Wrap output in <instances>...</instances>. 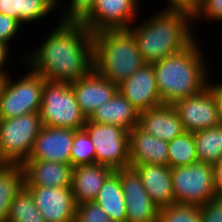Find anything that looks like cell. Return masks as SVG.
Returning <instances> with one entry per match:
<instances>
[{
    "label": "cell",
    "instance_id": "e575fe53",
    "mask_svg": "<svg viewBox=\"0 0 222 222\" xmlns=\"http://www.w3.org/2000/svg\"><path fill=\"white\" fill-rule=\"evenodd\" d=\"M201 222H222V199L209 200L200 206Z\"/></svg>",
    "mask_w": 222,
    "mask_h": 222
},
{
    "label": "cell",
    "instance_id": "277c9868",
    "mask_svg": "<svg viewBox=\"0 0 222 222\" xmlns=\"http://www.w3.org/2000/svg\"><path fill=\"white\" fill-rule=\"evenodd\" d=\"M94 69L119 85L144 64L129 29H107L93 34Z\"/></svg>",
    "mask_w": 222,
    "mask_h": 222
},
{
    "label": "cell",
    "instance_id": "f546056e",
    "mask_svg": "<svg viewBox=\"0 0 222 222\" xmlns=\"http://www.w3.org/2000/svg\"><path fill=\"white\" fill-rule=\"evenodd\" d=\"M157 222H201L200 206L175 203L159 208Z\"/></svg>",
    "mask_w": 222,
    "mask_h": 222
},
{
    "label": "cell",
    "instance_id": "7402d4cb",
    "mask_svg": "<svg viewBox=\"0 0 222 222\" xmlns=\"http://www.w3.org/2000/svg\"><path fill=\"white\" fill-rule=\"evenodd\" d=\"M139 111L118 90L106 103L96 108L88 119L98 124H113L128 131L138 126Z\"/></svg>",
    "mask_w": 222,
    "mask_h": 222
},
{
    "label": "cell",
    "instance_id": "83f0119b",
    "mask_svg": "<svg viewBox=\"0 0 222 222\" xmlns=\"http://www.w3.org/2000/svg\"><path fill=\"white\" fill-rule=\"evenodd\" d=\"M198 161L193 132H184L168 142V166H186Z\"/></svg>",
    "mask_w": 222,
    "mask_h": 222
},
{
    "label": "cell",
    "instance_id": "6da1fadb",
    "mask_svg": "<svg viewBox=\"0 0 222 222\" xmlns=\"http://www.w3.org/2000/svg\"><path fill=\"white\" fill-rule=\"evenodd\" d=\"M44 40L23 57L46 80L72 83L94 69L93 33L82 23L59 22Z\"/></svg>",
    "mask_w": 222,
    "mask_h": 222
},
{
    "label": "cell",
    "instance_id": "4316f807",
    "mask_svg": "<svg viewBox=\"0 0 222 222\" xmlns=\"http://www.w3.org/2000/svg\"><path fill=\"white\" fill-rule=\"evenodd\" d=\"M7 222H46L35 206L32 194L24 185L10 205Z\"/></svg>",
    "mask_w": 222,
    "mask_h": 222
},
{
    "label": "cell",
    "instance_id": "3957f363",
    "mask_svg": "<svg viewBox=\"0 0 222 222\" xmlns=\"http://www.w3.org/2000/svg\"><path fill=\"white\" fill-rule=\"evenodd\" d=\"M197 41L183 51L153 63L162 104L173 105L210 85L211 78L208 75L211 74Z\"/></svg>",
    "mask_w": 222,
    "mask_h": 222
},
{
    "label": "cell",
    "instance_id": "7c38bea8",
    "mask_svg": "<svg viewBox=\"0 0 222 222\" xmlns=\"http://www.w3.org/2000/svg\"><path fill=\"white\" fill-rule=\"evenodd\" d=\"M126 201V222H157L158 207L153 203L134 167L115 170Z\"/></svg>",
    "mask_w": 222,
    "mask_h": 222
},
{
    "label": "cell",
    "instance_id": "7a4b0ae2",
    "mask_svg": "<svg viewBox=\"0 0 222 222\" xmlns=\"http://www.w3.org/2000/svg\"><path fill=\"white\" fill-rule=\"evenodd\" d=\"M193 14L181 10H161L145 22L128 28L145 63L153 64L179 53L195 40Z\"/></svg>",
    "mask_w": 222,
    "mask_h": 222
},
{
    "label": "cell",
    "instance_id": "603a6c76",
    "mask_svg": "<svg viewBox=\"0 0 222 222\" xmlns=\"http://www.w3.org/2000/svg\"><path fill=\"white\" fill-rule=\"evenodd\" d=\"M60 6L59 0H0V13L27 25L40 21L56 8L64 7Z\"/></svg>",
    "mask_w": 222,
    "mask_h": 222
},
{
    "label": "cell",
    "instance_id": "d6986e66",
    "mask_svg": "<svg viewBox=\"0 0 222 222\" xmlns=\"http://www.w3.org/2000/svg\"><path fill=\"white\" fill-rule=\"evenodd\" d=\"M130 166H168V142L146 133L138 126L129 131Z\"/></svg>",
    "mask_w": 222,
    "mask_h": 222
},
{
    "label": "cell",
    "instance_id": "836d02e7",
    "mask_svg": "<svg viewBox=\"0 0 222 222\" xmlns=\"http://www.w3.org/2000/svg\"><path fill=\"white\" fill-rule=\"evenodd\" d=\"M22 24L15 18L0 13V41L10 45V41L18 34Z\"/></svg>",
    "mask_w": 222,
    "mask_h": 222
},
{
    "label": "cell",
    "instance_id": "ac0fdd59",
    "mask_svg": "<svg viewBox=\"0 0 222 222\" xmlns=\"http://www.w3.org/2000/svg\"><path fill=\"white\" fill-rule=\"evenodd\" d=\"M138 127L167 142L185 132L178 113L168 104L139 112Z\"/></svg>",
    "mask_w": 222,
    "mask_h": 222
},
{
    "label": "cell",
    "instance_id": "9c48e42d",
    "mask_svg": "<svg viewBox=\"0 0 222 222\" xmlns=\"http://www.w3.org/2000/svg\"><path fill=\"white\" fill-rule=\"evenodd\" d=\"M83 129L95 146V163L114 171L130 167L128 130L113 124H98L88 119Z\"/></svg>",
    "mask_w": 222,
    "mask_h": 222
},
{
    "label": "cell",
    "instance_id": "e0dca14e",
    "mask_svg": "<svg viewBox=\"0 0 222 222\" xmlns=\"http://www.w3.org/2000/svg\"><path fill=\"white\" fill-rule=\"evenodd\" d=\"M24 186L71 187V164L43 160H25L22 163Z\"/></svg>",
    "mask_w": 222,
    "mask_h": 222
},
{
    "label": "cell",
    "instance_id": "ffe728a7",
    "mask_svg": "<svg viewBox=\"0 0 222 222\" xmlns=\"http://www.w3.org/2000/svg\"><path fill=\"white\" fill-rule=\"evenodd\" d=\"M144 188L159 208L175 204L172 186V174L169 166L157 164L135 165Z\"/></svg>",
    "mask_w": 222,
    "mask_h": 222
},
{
    "label": "cell",
    "instance_id": "ba28073f",
    "mask_svg": "<svg viewBox=\"0 0 222 222\" xmlns=\"http://www.w3.org/2000/svg\"><path fill=\"white\" fill-rule=\"evenodd\" d=\"M41 128L39 112L0 119V157L6 163L22 164L28 159Z\"/></svg>",
    "mask_w": 222,
    "mask_h": 222
},
{
    "label": "cell",
    "instance_id": "cb8c5ba5",
    "mask_svg": "<svg viewBox=\"0 0 222 222\" xmlns=\"http://www.w3.org/2000/svg\"><path fill=\"white\" fill-rule=\"evenodd\" d=\"M94 202L113 222H126V201L120 178L115 171L106 179Z\"/></svg>",
    "mask_w": 222,
    "mask_h": 222
},
{
    "label": "cell",
    "instance_id": "8fae6325",
    "mask_svg": "<svg viewBox=\"0 0 222 222\" xmlns=\"http://www.w3.org/2000/svg\"><path fill=\"white\" fill-rule=\"evenodd\" d=\"M140 0H95L92 12L81 22L91 33L128 29L139 16Z\"/></svg>",
    "mask_w": 222,
    "mask_h": 222
},
{
    "label": "cell",
    "instance_id": "8d00e7d4",
    "mask_svg": "<svg viewBox=\"0 0 222 222\" xmlns=\"http://www.w3.org/2000/svg\"><path fill=\"white\" fill-rule=\"evenodd\" d=\"M10 46L6 45L5 43L0 41V72H4L6 74H8V70L4 67L7 65V59L9 58V51L11 49H9ZM8 57V58H7Z\"/></svg>",
    "mask_w": 222,
    "mask_h": 222
},
{
    "label": "cell",
    "instance_id": "b9f144b4",
    "mask_svg": "<svg viewBox=\"0 0 222 222\" xmlns=\"http://www.w3.org/2000/svg\"><path fill=\"white\" fill-rule=\"evenodd\" d=\"M6 162L0 157V168L5 164Z\"/></svg>",
    "mask_w": 222,
    "mask_h": 222
},
{
    "label": "cell",
    "instance_id": "d4e9b609",
    "mask_svg": "<svg viewBox=\"0 0 222 222\" xmlns=\"http://www.w3.org/2000/svg\"><path fill=\"white\" fill-rule=\"evenodd\" d=\"M23 185L22 164L5 163L0 168V222H7L10 205Z\"/></svg>",
    "mask_w": 222,
    "mask_h": 222
},
{
    "label": "cell",
    "instance_id": "484cf974",
    "mask_svg": "<svg viewBox=\"0 0 222 222\" xmlns=\"http://www.w3.org/2000/svg\"><path fill=\"white\" fill-rule=\"evenodd\" d=\"M196 156L199 162L215 164L222 160V123L193 132Z\"/></svg>",
    "mask_w": 222,
    "mask_h": 222
},
{
    "label": "cell",
    "instance_id": "8992f818",
    "mask_svg": "<svg viewBox=\"0 0 222 222\" xmlns=\"http://www.w3.org/2000/svg\"><path fill=\"white\" fill-rule=\"evenodd\" d=\"M171 174L176 204L202 206L217 197L211 164L197 161L171 168Z\"/></svg>",
    "mask_w": 222,
    "mask_h": 222
},
{
    "label": "cell",
    "instance_id": "2e32d148",
    "mask_svg": "<svg viewBox=\"0 0 222 222\" xmlns=\"http://www.w3.org/2000/svg\"><path fill=\"white\" fill-rule=\"evenodd\" d=\"M70 85L86 119H89L97 107L108 102L118 91L117 84L101 76L95 69Z\"/></svg>",
    "mask_w": 222,
    "mask_h": 222
},
{
    "label": "cell",
    "instance_id": "44dd1931",
    "mask_svg": "<svg viewBox=\"0 0 222 222\" xmlns=\"http://www.w3.org/2000/svg\"><path fill=\"white\" fill-rule=\"evenodd\" d=\"M113 172L110 167L98 163L73 167L71 188L76 204L94 201Z\"/></svg>",
    "mask_w": 222,
    "mask_h": 222
},
{
    "label": "cell",
    "instance_id": "5bb4252c",
    "mask_svg": "<svg viewBox=\"0 0 222 222\" xmlns=\"http://www.w3.org/2000/svg\"><path fill=\"white\" fill-rule=\"evenodd\" d=\"M118 90L139 112L162 105L153 64L145 63L119 84Z\"/></svg>",
    "mask_w": 222,
    "mask_h": 222
},
{
    "label": "cell",
    "instance_id": "4dcf8cb0",
    "mask_svg": "<svg viewBox=\"0 0 222 222\" xmlns=\"http://www.w3.org/2000/svg\"><path fill=\"white\" fill-rule=\"evenodd\" d=\"M95 0H69L62 9L60 22L81 23L93 10Z\"/></svg>",
    "mask_w": 222,
    "mask_h": 222
},
{
    "label": "cell",
    "instance_id": "4fadbf2b",
    "mask_svg": "<svg viewBox=\"0 0 222 222\" xmlns=\"http://www.w3.org/2000/svg\"><path fill=\"white\" fill-rule=\"evenodd\" d=\"M46 222H74L76 202L71 187L25 186Z\"/></svg>",
    "mask_w": 222,
    "mask_h": 222
},
{
    "label": "cell",
    "instance_id": "5b68a950",
    "mask_svg": "<svg viewBox=\"0 0 222 222\" xmlns=\"http://www.w3.org/2000/svg\"><path fill=\"white\" fill-rule=\"evenodd\" d=\"M39 113L42 126L81 130L87 121L67 82H44Z\"/></svg>",
    "mask_w": 222,
    "mask_h": 222
},
{
    "label": "cell",
    "instance_id": "f1b7e54d",
    "mask_svg": "<svg viewBox=\"0 0 222 222\" xmlns=\"http://www.w3.org/2000/svg\"><path fill=\"white\" fill-rule=\"evenodd\" d=\"M95 163V146L84 129L76 130L71 148L72 167Z\"/></svg>",
    "mask_w": 222,
    "mask_h": 222
},
{
    "label": "cell",
    "instance_id": "f35d334b",
    "mask_svg": "<svg viewBox=\"0 0 222 222\" xmlns=\"http://www.w3.org/2000/svg\"><path fill=\"white\" fill-rule=\"evenodd\" d=\"M204 0H185V11L192 14Z\"/></svg>",
    "mask_w": 222,
    "mask_h": 222
},
{
    "label": "cell",
    "instance_id": "ab89813d",
    "mask_svg": "<svg viewBox=\"0 0 222 222\" xmlns=\"http://www.w3.org/2000/svg\"><path fill=\"white\" fill-rule=\"evenodd\" d=\"M216 91H217L218 99L220 103L221 121H222V81L216 83Z\"/></svg>",
    "mask_w": 222,
    "mask_h": 222
},
{
    "label": "cell",
    "instance_id": "d590c367",
    "mask_svg": "<svg viewBox=\"0 0 222 222\" xmlns=\"http://www.w3.org/2000/svg\"><path fill=\"white\" fill-rule=\"evenodd\" d=\"M213 166L214 187L217 198L222 199V160L216 162Z\"/></svg>",
    "mask_w": 222,
    "mask_h": 222
},
{
    "label": "cell",
    "instance_id": "52a82bcc",
    "mask_svg": "<svg viewBox=\"0 0 222 222\" xmlns=\"http://www.w3.org/2000/svg\"><path fill=\"white\" fill-rule=\"evenodd\" d=\"M27 70L29 72L17 80L8 74L0 97V119L40 112L46 79L28 67Z\"/></svg>",
    "mask_w": 222,
    "mask_h": 222
},
{
    "label": "cell",
    "instance_id": "74e56055",
    "mask_svg": "<svg viewBox=\"0 0 222 222\" xmlns=\"http://www.w3.org/2000/svg\"><path fill=\"white\" fill-rule=\"evenodd\" d=\"M169 4L165 6L164 10H181L185 11V0H168Z\"/></svg>",
    "mask_w": 222,
    "mask_h": 222
},
{
    "label": "cell",
    "instance_id": "d6a6232c",
    "mask_svg": "<svg viewBox=\"0 0 222 222\" xmlns=\"http://www.w3.org/2000/svg\"><path fill=\"white\" fill-rule=\"evenodd\" d=\"M197 19L221 22L222 0H204L193 13V22Z\"/></svg>",
    "mask_w": 222,
    "mask_h": 222
},
{
    "label": "cell",
    "instance_id": "30bf717a",
    "mask_svg": "<svg viewBox=\"0 0 222 222\" xmlns=\"http://www.w3.org/2000/svg\"><path fill=\"white\" fill-rule=\"evenodd\" d=\"M185 132L214 128L222 123L216 82H211L200 93L173 104Z\"/></svg>",
    "mask_w": 222,
    "mask_h": 222
},
{
    "label": "cell",
    "instance_id": "60d3db41",
    "mask_svg": "<svg viewBox=\"0 0 222 222\" xmlns=\"http://www.w3.org/2000/svg\"><path fill=\"white\" fill-rule=\"evenodd\" d=\"M7 76H8V74H6L4 72H0V97H1V93H2V90L5 85V82L7 80Z\"/></svg>",
    "mask_w": 222,
    "mask_h": 222
},
{
    "label": "cell",
    "instance_id": "1f68e13d",
    "mask_svg": "<svg viewBox=\"0 0 222 222\" xmlns=\"http://www.w3.org/2000/svg\"><path fill=\"white\" fill-rule=\"evenodd\" d=\"M74 222H113L109 215L94 201L76 205Z\"/></svg>",
    "mask_w": 222,
    "mask_h": 222
},
{
    "label": "cell",
    "instance_id": "9a60e30c",
    "mask_svg": "<svg viewBox=\"0 0 222 222\" xmlns=\"http://www.w3.org/2000/svg\"><path fill=\"white\" fill-rule=\"evenodd\" d=\"M76 130L42 126L26 160L71 164V148Z\"/></svg>",
    "mask_w": 222,
    "mask_h": 222
}]
</instances>
